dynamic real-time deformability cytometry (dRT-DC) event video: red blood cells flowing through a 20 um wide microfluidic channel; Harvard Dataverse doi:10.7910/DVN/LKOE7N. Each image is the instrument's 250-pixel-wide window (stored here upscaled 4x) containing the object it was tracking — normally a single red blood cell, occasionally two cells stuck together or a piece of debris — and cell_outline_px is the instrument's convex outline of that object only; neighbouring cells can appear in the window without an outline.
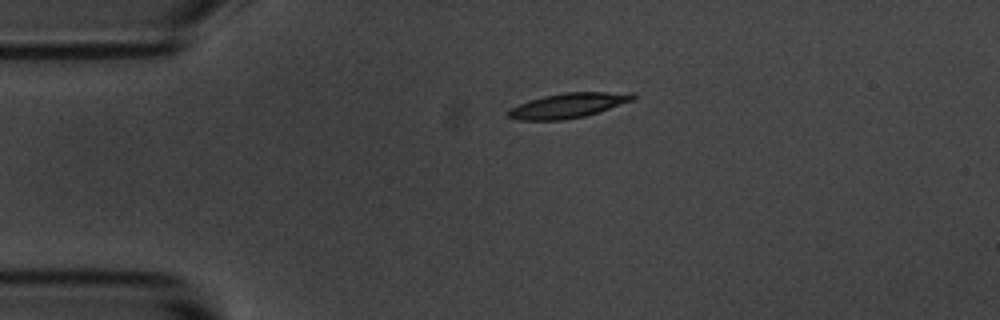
{"species": "common noctule bat (a hibernating species)", "species_latin": "Nyctalus noctula", "temperature_condition": "room temperature", "stored_images_in_passage": 2, "camera_frame_rate_fps": 3000, "um_per_image_px": 0.085, "animal": {"sex": "male", "body_mass_g": 20.1, "forearm_length_mm": 53.5}, "frame": {"image": 1, "passage_image": 1, "time_ms": 0.0, "image_size_px": [1000, 320], "cell_outline_px": [[636, 96], [632, 100], [584, 116], [564, 120], [516, 120], [508, 116], [508, 108], [528, 100], [544, 96], [564, 92], [632, 92]], "centroid_in_image_um": [48.23, 8.96], "position_along_channel_um": 36.8, "area_um2": 17.92}}
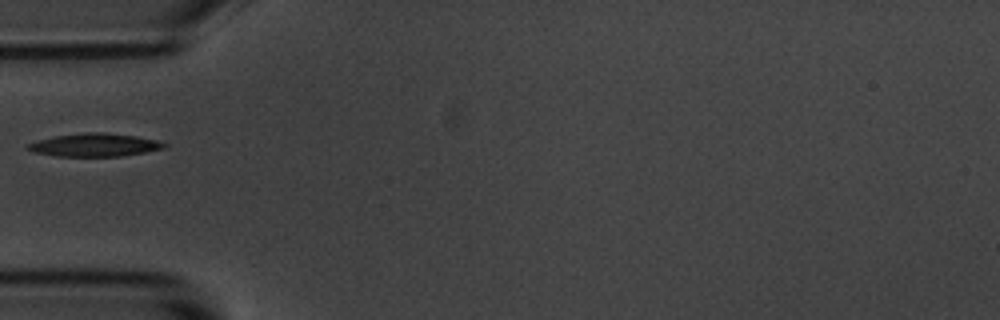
{"frame": {"image": 2, "passage_image": 2, "time_ms": 0.333, "image_size_px": [1000, 320], "cell_outline_px": [[168, 144], [164, 148], [144, 152], [120, 156], [56, 156], [36, 152], [24, 148], [24, 144], [36, 140], [56, 136], [84, 132], [104, 132], [136, 136], [156, 140]], "centroid_in_image_um": [7.99, 12.31], "position_along_channel_um": 77.0, "area_um2": 18.32}}